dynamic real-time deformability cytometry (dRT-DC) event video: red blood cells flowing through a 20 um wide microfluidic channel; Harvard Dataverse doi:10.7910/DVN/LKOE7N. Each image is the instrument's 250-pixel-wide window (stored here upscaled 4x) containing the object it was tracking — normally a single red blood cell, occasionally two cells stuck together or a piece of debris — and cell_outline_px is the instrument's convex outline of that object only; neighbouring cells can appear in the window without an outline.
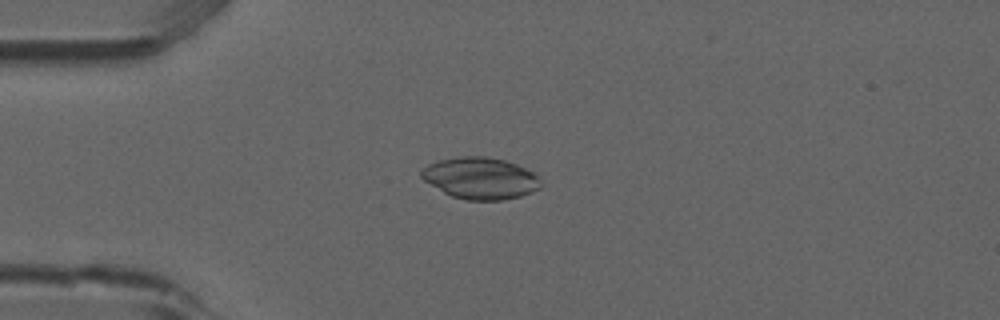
{"species": "common noctule bat (a hibernating species)", "species_latin": "Nyctalus noctula", "temperature_condition": "room temperature", "stored_images_in_passage": 2, "camera_frame_rate_fps": 3000, "um_per_image_px": 0.085, "animal": {"sex": "male", "forearm_length_mm": 52.5}, "frame": {"image": 1, "passage_image": 1, "time_ms": 0.0, "image_size_px": [1000, 320], "cell_outline_px": [[540, 188], [532, 192], [520, 196], [504, 200], [468, 200], [452, 196], [444, 192], [424, 180], [420, 176], [420, 172], [428, 164], [440, 160], [460, 156], [484, 156], [504, 160], [516, 164], [532, 172], [540, 180]], "centroid_in_image_um": [40.83, 15.15], "position_along_channel_um": 44.2, "area_um2": 28.73}}
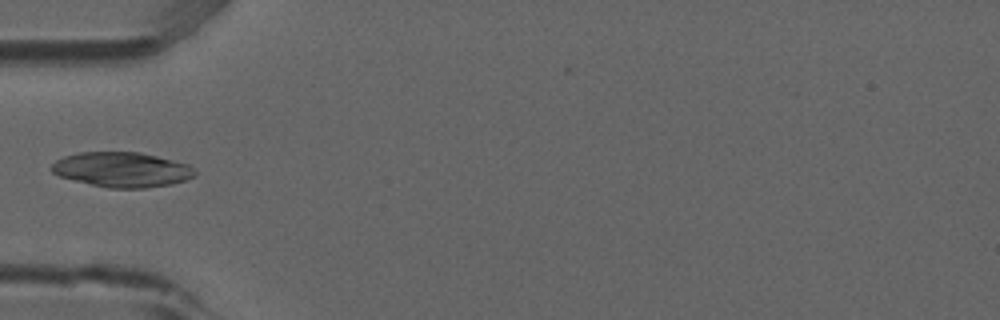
{"frame": {"image": 2, "passage_image": 2, "time_ms": 0.333, "image_size_px": [1000, 320], "cell_outline_px": [[196, 176], [172, 184], [144, 188], [108, 188], [60, 176], [52, 172], [52, 164], [56, 160], [64, 156], [80, 152], [140, 152], [188, 164], [196, 172]], "centroid_in_image_um": [10.38, 14.41], "position_along_channel_um": 74.6, "area_um2": 28.9}}